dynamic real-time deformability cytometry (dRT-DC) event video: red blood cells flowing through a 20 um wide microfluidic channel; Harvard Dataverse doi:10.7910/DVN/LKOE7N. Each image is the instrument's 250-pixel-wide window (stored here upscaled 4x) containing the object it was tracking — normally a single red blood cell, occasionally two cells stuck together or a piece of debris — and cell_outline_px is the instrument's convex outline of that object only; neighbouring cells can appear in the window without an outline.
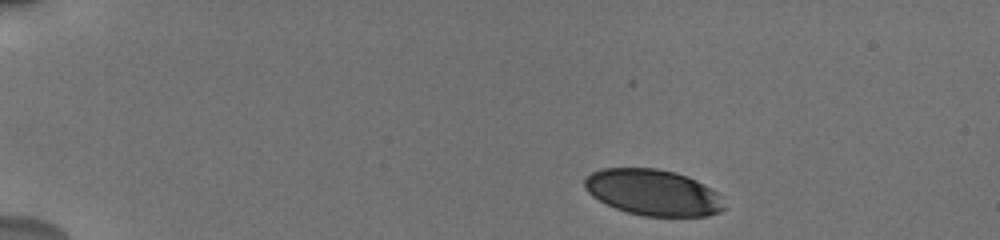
{"species": "human", "species_latin": "Homo sapiens", "temperature_condition": "cold", "stored_images_in_passage": 5, "camera_frame_rate_fps": 3000, "um_per_image_px": 0.085, "donor": {"sex": "male"}, "frame": {"image": 1, "passage_image": 1, "time_ms": 0.0, "image_size_px": [1000, 240], "cell_outline_px": [[728, 208], [720, 212], [708, 216], [644, 216], [628, 212], [616, 208], [592, 196], [584, 188], [584, 180], [592, 172], [604, 168], [656, 168], [676, 172], [688, 176], [712, 188], [720, 196]], "centroid_in_image_um": [55.56, 16.36], "position_along_channel_um": 29.4, "area_um2": 37.63}}
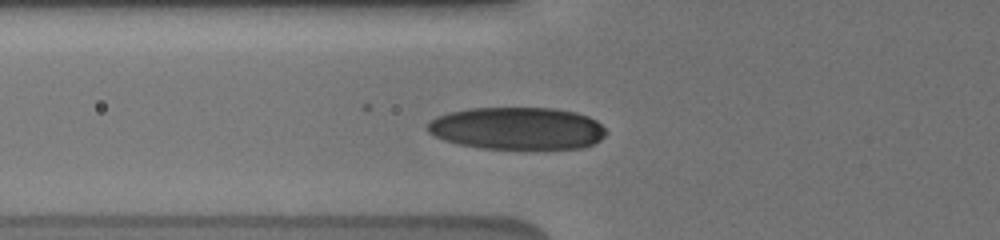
{"frame": {"image": 2, "passage_image": 5, "time_ms": 4.0, "image_size_px": [1000, 240], "cell_outline_px": [[608, 132], [600, 140], [592, 144], [580, 148], [480, 148], [460, 144], [444, 140], [428, 132], [428, 124], [436, 116], [448, 112], [468, 108], [556, 108], [576, 112], [588, 116], [596, 120]], "centroid_in_image_um": [43.97, 10.9], "position_along_channel_um": 81.8, "area_um2": 43.99}}